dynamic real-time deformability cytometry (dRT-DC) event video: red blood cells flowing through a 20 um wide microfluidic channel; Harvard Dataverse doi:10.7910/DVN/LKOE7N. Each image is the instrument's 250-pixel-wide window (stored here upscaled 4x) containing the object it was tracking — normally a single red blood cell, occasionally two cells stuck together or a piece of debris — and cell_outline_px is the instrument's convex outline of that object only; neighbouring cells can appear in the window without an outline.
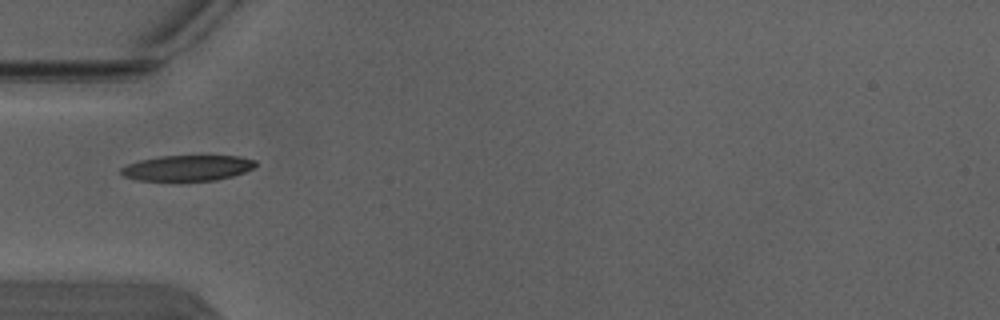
{"species": "Egyptian fruit bat (a non-hibernating species)", "species_latin": "Rousettus aegyptiacus", "temperature_condition": "warm", "stored_images_in_passage": 1, "camera_frame_rate_fps": 3000, "um_per_image_px": 0.085, "animal": {"sex": "male"}, "frame": {"image": 1, "passage_image": 1, "time_ms": 0.0, "image_size_px": [1000, 320], "cell_outline_px": [[256, 164], [252, 168], [244, 172], [232, 176], [216, 180], [136, 180], [124, 176], [120, 172], [120, 168], [128, 164], [140, 160], [160, 156], [240, 156], [256, 160]], "centroid_in_image_um": [15.93, 14.27], "position_along_channel_um": 69.1, "area_um2": 19.88}}